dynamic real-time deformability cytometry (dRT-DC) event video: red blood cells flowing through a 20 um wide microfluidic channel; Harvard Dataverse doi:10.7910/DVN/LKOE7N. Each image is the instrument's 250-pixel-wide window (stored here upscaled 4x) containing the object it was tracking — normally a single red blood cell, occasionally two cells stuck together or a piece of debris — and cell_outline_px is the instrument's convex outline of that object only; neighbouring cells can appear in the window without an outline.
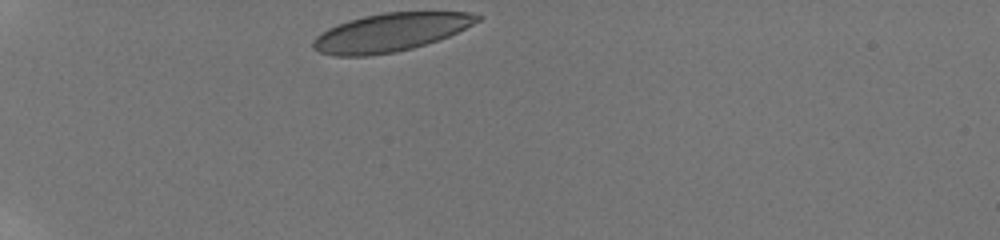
{"species": "human", "species_latin": "Homo sapiens", "temperature_condition": "room temperature", "stored_images_in_passage": 16, "camera_frame_rate_fps": 3000, "um_per_image_px": 0.085, "donor": {"sex": "male"}, "frame": {"image": 1, "passage_image": 1, "time_ms": 0.0, "image_size_px": [1000, 240], "cell_outline_px": [[484, 16], [480, 20], [448, 36], [412, 48], [396, 52], [368, 56], [332, 56], [320, 52], [312, 48], [312, 40], [316, 36], [328, 28], [336, 24], [348, 20], [364, 16], [384, 12], [468, 12]], "centroid_in_image_um": [33.14, 2.75], "position_along_channel_um": 51.9, "area_um2": 36.47}}
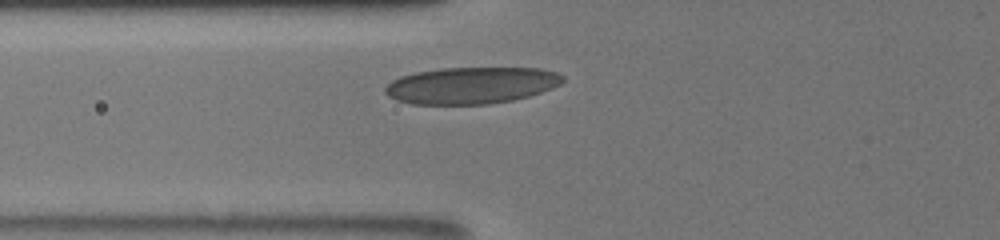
{"frame": {"image": 2, "passage_image": 10, "time_ms": 2.0, "image_size_px": [1000, 240], "cell_outline_px": [[564, 80], [560, 84], [552, 88], [528, 96], [512, 100], [488, 104], [412, 104], [396, 100], [388, 96], [384, 92], [384, 88], [392, 80], [400, 76], [416, 72], [444, 68], [540, 68], [556, 72], [564, 76]], "centroid_in_image_um": [40.04, 7.26], "position_along_channel_um": 85.8, "area_um2": 37.97}}